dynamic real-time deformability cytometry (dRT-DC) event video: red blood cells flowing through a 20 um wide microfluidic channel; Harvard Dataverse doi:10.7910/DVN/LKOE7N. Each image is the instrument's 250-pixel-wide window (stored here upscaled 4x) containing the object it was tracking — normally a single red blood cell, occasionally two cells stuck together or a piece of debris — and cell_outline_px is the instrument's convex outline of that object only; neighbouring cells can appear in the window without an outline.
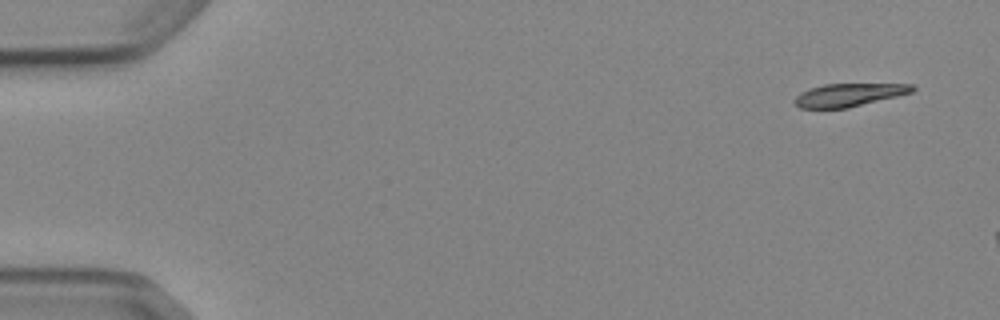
{"species": "Egyptian fruit bat (a non-hibernating species)", "species_latin": "Rousettus aegyptiacus", "temperature_condition": "cold", "stored_images_in_passage": 4, "camera_frame_rate_fps": 3000, "um_per_image_px": 0.085, "animal": {"sex": "female"}, "frame": {"image": 1, "passage_image": 1, "time_ms": 0.0, "image_size_px": [1000, 320], "cell_outline_px": [[916, 88], [912, 92], [848, 108], [800, 108], [792, 100], [800, 92], [808, 88], [824, 84], [912, 84]], "centroid_in_image_um": [72.11, 8.06], "position_along_channel_um": 12.9, "area_um2": 15.72}}